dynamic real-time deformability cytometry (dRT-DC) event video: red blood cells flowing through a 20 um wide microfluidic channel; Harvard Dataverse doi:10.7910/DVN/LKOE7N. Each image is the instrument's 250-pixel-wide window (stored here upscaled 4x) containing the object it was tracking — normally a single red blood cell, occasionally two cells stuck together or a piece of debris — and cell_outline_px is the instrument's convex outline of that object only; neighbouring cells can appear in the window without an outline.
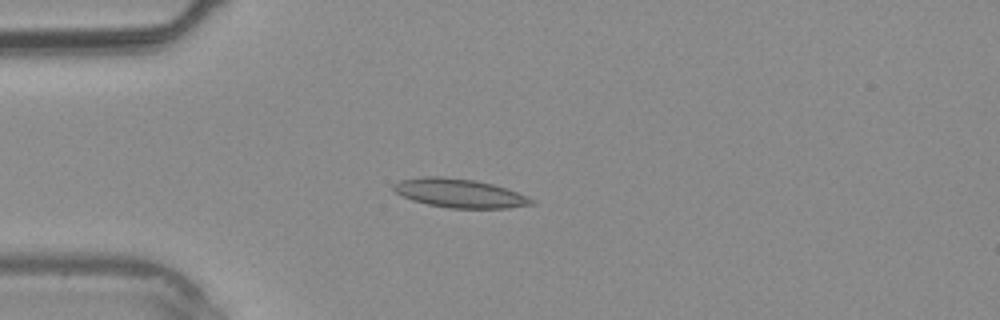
{"species": "common noctule bat (a hibernating species)", "species_latin": "Nyctalus noctula", "temperature_condition": "warm", "stored_images_in_passage": 36, "camera_frame_rate_fps": 3000, "um_per_image_px": 0.085, "animal": {"sex": "male", "body_mass_g": 20.4}, "frame": {"image": 1, "passage_image": 9, "time_ms": 2.667, "image_size_px": [1000, 320], "cell_outline_px": [[536, 204], [508, 208], [448, 208], [428, 204], [412, 200], [396, 192], [392, 188], [392, 184], [400, 180], [424, 176], [440, 176], [476, 180], [492, 184], [516, 192], [532, 200]], "centroid_in_image_um": [39.01, 16.42], "position_along_channel_um": 46.0, "area_um2": 22.95}}
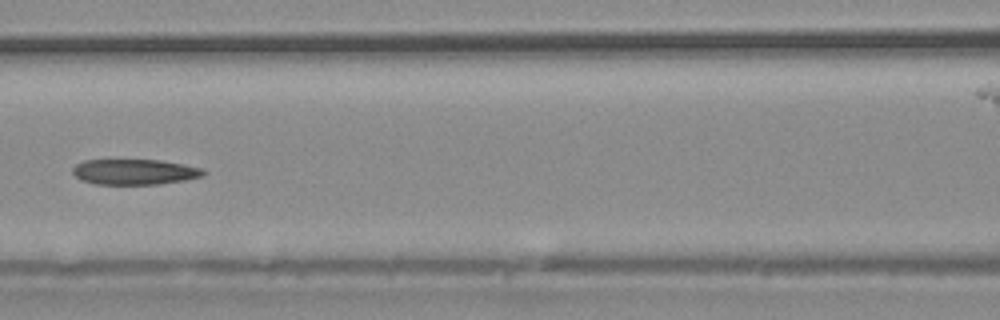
{"frame": {"image": 2, "passage_image": 16, "time_ms": 5.0, "image_size_px": [1000, 320], "cell_outline_px": [[208, 172], [204, 176], [184, 180], [160, 184], [96, 184], [80, 180], [72, 172], [72, 168], [76, 164], [84, 160], [160, 160], [184, 164], [204, 168]], "centroid_in_image_um": [11.48, 14.61], "position_along_channel_um": 155.1, "area_um2": 19.59}}
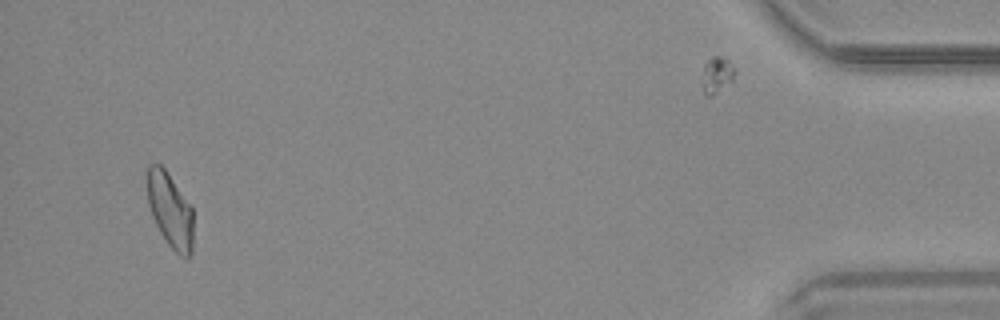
{"frame": {"image": 3, "passage_image": 35, "time_ms": 11.333, "image_size_px": [1000, 320], "cell_outline_px": [[192, 252], [188, 256], [180, 256], [168, 244], [160, 232], [152, 216], [148, 204], [144, 172], [148, 164], [160, 164], [164, 168], [192, 208]], "centroid_in_image_um": [14.39, 17.8], "position_along_channel_um": 420.8, "area_um2": 20.11}}